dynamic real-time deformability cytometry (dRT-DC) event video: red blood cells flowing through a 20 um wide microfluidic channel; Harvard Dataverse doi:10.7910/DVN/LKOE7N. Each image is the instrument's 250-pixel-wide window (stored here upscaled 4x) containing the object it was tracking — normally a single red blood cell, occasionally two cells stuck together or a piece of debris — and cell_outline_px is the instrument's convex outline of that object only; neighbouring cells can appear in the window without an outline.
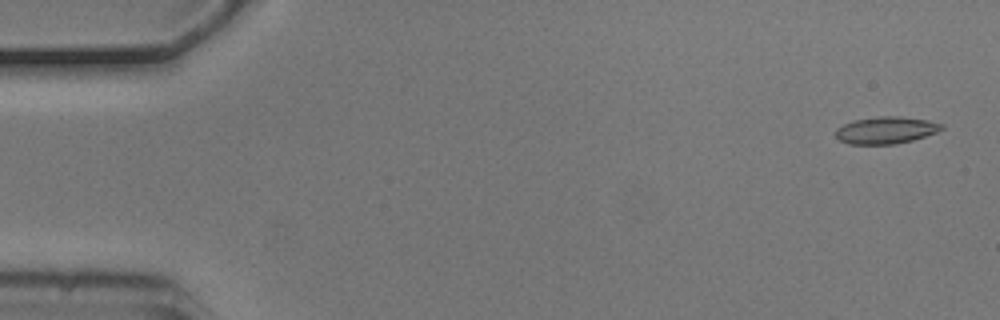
{"species": "common noctule bat (a hibernating species)", "species_latin": "Nyctalus noctula", "temperature_condition": "cold", "stored_images_in_passage": 5, "camera_frame_rate_fps": 3000, "um_per_image_px": 0.085, "animal": {"sex": "male", "body_mass_g": 20.5, "forearm_length_mm": 52.5}, "frame": {"image": 1, "passage_image": 1, "time_ms": 0.0, "image_size_px": [1000, 320], "cell_outline_px": [[944, 128], [936, 132], [912, 140], [896, 144], [848, 144], [840, 140], [836, 136], [836, 128], [844, 124], [856, 120], [880, 116], [900, 116], [928, 120], [944, 124]], "centroid_in_image_um": [75.32, 11.06], "position_along_channel_um": 9.7, "area_um2": 16.59}}
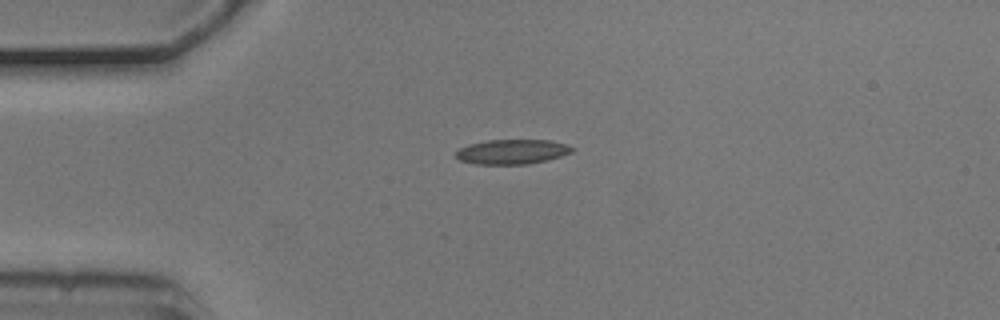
{"frame": {"image": 2, "passage_image": 4, "time_ms": 1.0, "image_size_px": [1000, 320], "cell_outline_px": [[576, 148], [572, 152], [548, 160], [528, 164], [476, 164], [460, 160], [456, 156], [456, 152], [460, 148], [468, 144], [488, 140], [548, 140], [568, 144]], "centroid_in_image_um": [43.56, 12.89], "position_along_channel_um": 41.4, "area_um2": 16.76}}